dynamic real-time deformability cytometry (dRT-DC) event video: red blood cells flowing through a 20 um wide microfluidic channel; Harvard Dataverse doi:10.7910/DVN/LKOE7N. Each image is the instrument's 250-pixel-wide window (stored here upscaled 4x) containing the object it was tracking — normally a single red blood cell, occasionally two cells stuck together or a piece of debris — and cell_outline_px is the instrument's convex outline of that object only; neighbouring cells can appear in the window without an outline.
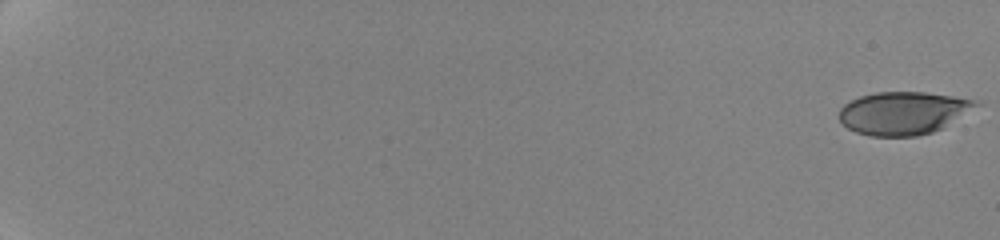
{"species": "human", "species_latin": "Homo sapiens", "temperature_condition": "cold", "stored_images_in_passage": 50, "camera_frame_rate_fps": 3000, "um_per_image_px": 0.085, "donor": {"sex": "female"}, "frame": {"image": 1, "passage_image": 1, "time_ms": 0.0, "image_size_px": [1000, 240], "cell_outline_px": [[984, 104], [940, 128], [932, 132], [916, 136], [872, 136], [856, 132], [848, 128], [840, 120], [840, 108], [844, 104], [860, 96], [876, 92], [924, 92], [980, 100]], "centroid_in_image_um": [76.82, 9.59], "position_along_channel_um": 8.2, "area_um2": 34.1}}
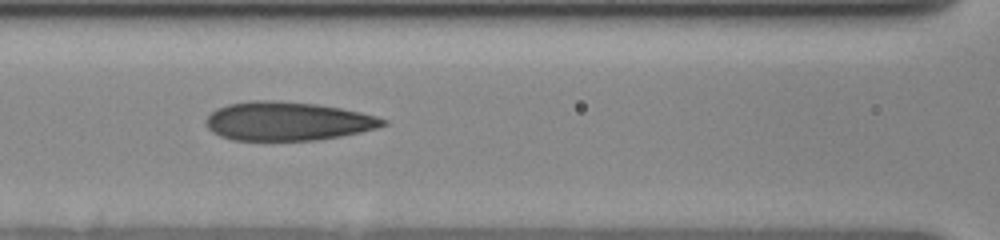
{"frame": {"image": 2, "passage_image": 26, "time_ms": 10.333, "image_size_px": [1000, 240], "cell_outline_px": [[388, 124], [376, 128], [360, 132], [340, 136], [316, 140], [232, 140], [220, 136], [212, 132], [208, 128], [204, 120], [216, 108], [228, 104], [252, 100], [276, 100], [316, 104], [340, 108], [360, 112], [376, 116], [388, 120]], "centroid_in_image_um": [24.42, 10.3], "position_along_channel_um": 142.2, "area_um2": 40.0}}
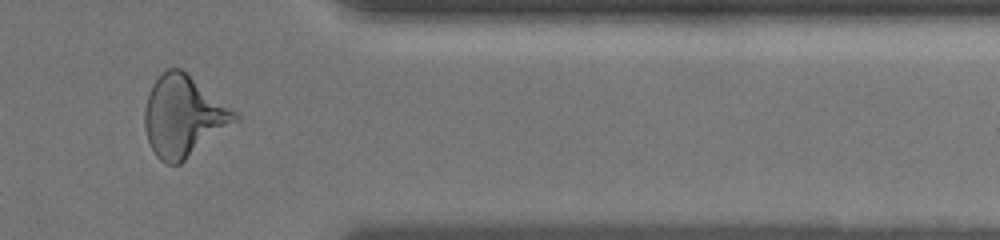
{"frame": {"image": 3, "passage_image": 44, "time_ms": 17.667, "image_size_px": [1000, 240], "cell_outline_px": [[240, 120], [180, 164], [164, 164], [156, 156], [148, 140], [144, 128], [144, 112], [148, 96], [152, 84], [168, 68], [180, 68], [236, 112], [240, 116]], "centroid_in_image_um": [15.59, 9.92], "position_along_channel_um": 395.8, "area_um2": 42.19}, "authors_computed_cell_mechanics": {"area_um2": 39.0439, "velocity_mm_per_s": 3.5476, "shape_relaxation_time_tau1_ms": 4.5577, "shape_relaxation_time_tau2_ms": 1.5681, "deformation_change_tau1": 0.1603, "deformation_change_tau2": 0.1078}}